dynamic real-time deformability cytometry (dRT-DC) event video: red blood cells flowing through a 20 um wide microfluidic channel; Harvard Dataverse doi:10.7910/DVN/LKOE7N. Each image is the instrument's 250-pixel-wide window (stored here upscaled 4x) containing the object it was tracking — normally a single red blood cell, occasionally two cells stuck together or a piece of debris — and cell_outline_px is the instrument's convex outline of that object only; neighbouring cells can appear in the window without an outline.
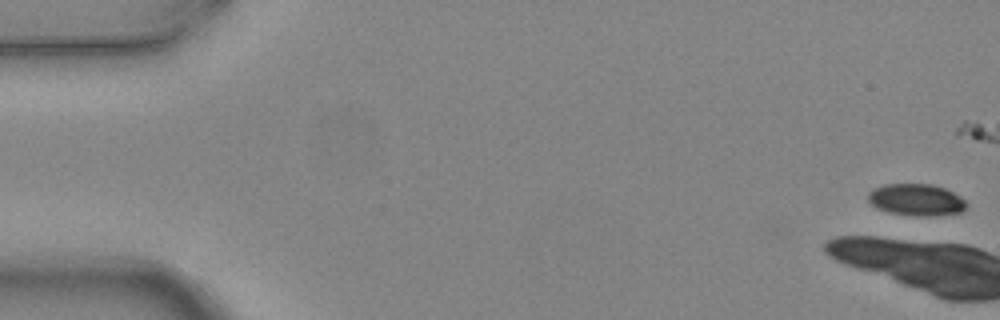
{"species": "common noctule bat (a hibernating species)", "species_latin": "Nyctalus noctula", "temperature_condition": "warm", "stored_images_in_passage": 5, "camera_frame_rate_fps": 3000, "um_per_image_px": 0.085, "animal": {"sex": "female", "body_mass_g": 24.6, "forearm_length_mm": 56.2}, "frame": {"image": 1, "passage_image": 1, "time_ms": 0.0, "image_size_px": [1000, 320], "cell_outline_px": [[968, 204], [960, 212], [932, 216], [916, 216], [892, 212], [880, 208], [872, 204], [868, 200], [868, 192], [884, 184], [932, 184], [944, 188], [960, 196]], "centroid_in_image_um": [77.9, 16.97], "position_along_channel_um": 7.1, "area_um2": 17.92}}